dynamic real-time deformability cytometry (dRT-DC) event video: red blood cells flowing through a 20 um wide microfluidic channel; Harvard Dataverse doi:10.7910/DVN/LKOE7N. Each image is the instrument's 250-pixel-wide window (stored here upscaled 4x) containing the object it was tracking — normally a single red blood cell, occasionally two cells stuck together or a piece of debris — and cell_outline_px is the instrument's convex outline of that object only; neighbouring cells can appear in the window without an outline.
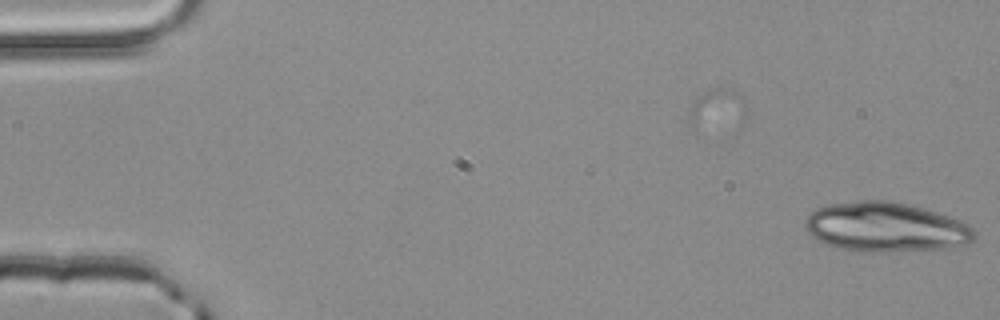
{"species": "common noctule bat (a hibernating species)", "species_latin": "Nyctalus noctula", "temperature_condition": "room temperature", "stored_images_in_passage": 9, "camera_frame_rate_fps": 3000, "um_per_image_px": 0.085, "animal": {"sex": "male", "body_mass_g": 20.4}, "frame": {"image": 1, "passage_image": 9, "time_ms": 2.667, "image_size_px": [1000, 320], "cell_outline_px": [[972, 240], [968, 244], [952, 248], [896, 252], [872, 252], [836, 248], [824, 244], [816, 240], [804, 228], [804, 224], [808, 216], [816, 208], [828, 204], [860, 200], [888, 200], [908, 204], [936, 212], [956, 220], [972, 228]], "centroid_in_image_um": [75.22, 19.32], "position_along_channel_um": 9.8, "area_um2": 48.9}}